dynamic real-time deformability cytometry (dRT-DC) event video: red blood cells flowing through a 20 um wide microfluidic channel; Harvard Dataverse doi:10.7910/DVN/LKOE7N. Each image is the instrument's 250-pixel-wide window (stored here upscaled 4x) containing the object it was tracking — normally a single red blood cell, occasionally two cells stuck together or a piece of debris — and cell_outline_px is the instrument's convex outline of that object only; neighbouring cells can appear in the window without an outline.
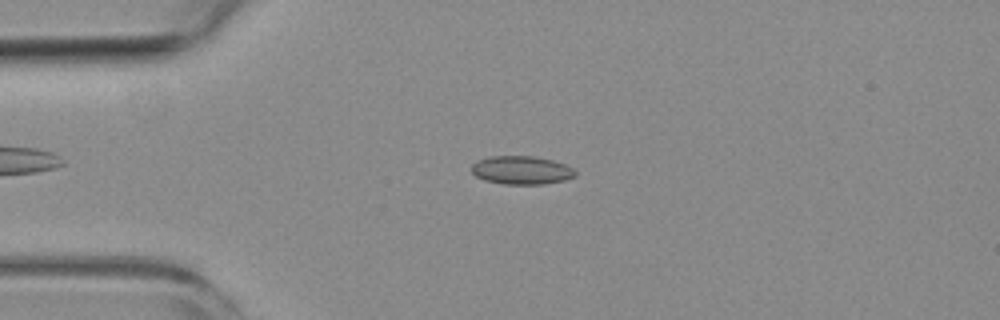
{"species": "common noctule bat (a hibernating species)", "species_latin": "Nyctalus noctula", "temperature_condition": "room temperature", "stored_images_in_passage": 53, "camera_frame_rate_fps": 3000, "um_per_image_px": 0.085, "animal": {"sex": "female", "body_mass_g": 19.3, "forearm_length_mm": 54.1}, "frame": {"image": 1, "passage_image": 12, "time_ms": 3.667, "image_size_px": [1000, 320], "cell_outline_px": [[576, 176], [564, 180], [544, 184], [504, 184], [484, 180], [476, 176], [472, 172], [472, 164], [476, 160], [492, 156], [536, 156], [552, 160], [564, 164], [572, 168], [576, 172]], "centroid_in_image_um": [44.32, 14.46], "position_along_channel_um": 40.7, "area_um2": 17.17}}
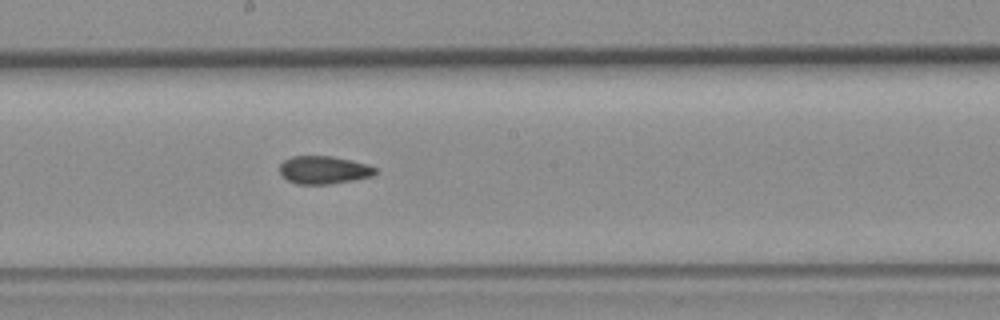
{"frame": {"image": 2, "passage_image": 28, "time_ms": 9.0, "image_size_px": [1000, 320], "cell_outline_px": [[376, 172], [372, 176], [352, 180], [328, 184], [296, 184], [288, 180], [280, 172], [280, 164], [284, 160], [292, 156], [332, 156], [368, 164], [376, 168]], "centroid_in_image_um": [27.51, 14.44], "position_along_channel_um": 220.7, "area_um2": 15.43}}
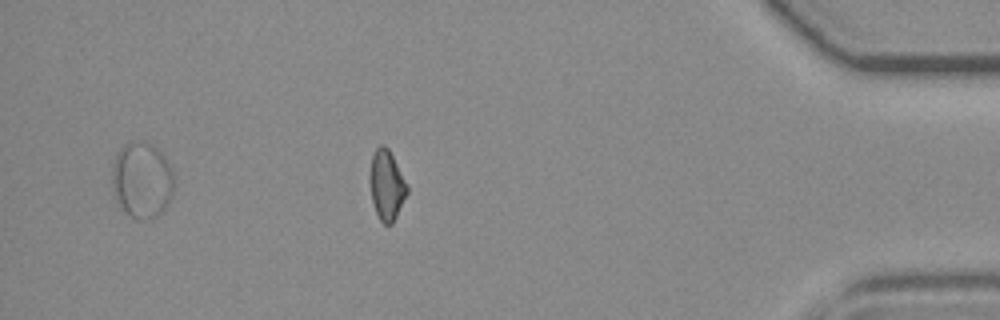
{"frame": {"image": 3, "passage_image": 46, "time_ms": 15.0, "image_size_px": [1000, 320], "cell_outline_px": [[408, 192], [392, 224], [384, 224], [380, 220], [376, 212], [372, 200], [368, 180], [372, 156], [376, 148], [380, 144], [384, 144], [388, 148], [408, 184]], "centroid_in_image_um": [32.85, 15.71], "position_along_channel_um": 402.3, "area_um2": 15.26}, "authors_computed_cell_mechanics": {"area_um2": 15.7794, "velocity_mm_per_s": 3.8195, "shape_relaxation_time_tau1_ms": null, "shape_relaxation_time_tau2_ms": 3.1956, "deformation_change_tau1": null, "deformation_change_tau2": 0.0711}}